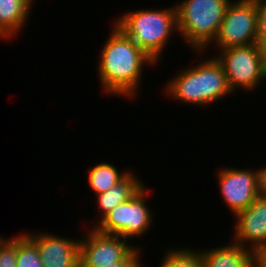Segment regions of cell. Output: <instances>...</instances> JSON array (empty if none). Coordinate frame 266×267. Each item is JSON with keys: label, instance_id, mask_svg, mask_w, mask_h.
Listing matches in <instances>:
<instances>
[{"label": "cell", "instance_id": "4", "mask_svg": "<svg viewBox=\"0 0 266 267\" xmlns=\"http://www.w3.org/2000/svg\"><path fill=\"white\" fill-rule=\"evenodd\" d=\"M231 0H182L176 7L177 32L194 50L213 44Z\"/></svg>", "mask_w": 266, "mask_h": 267}, {"label": "cell", "instance_id": "18", "mask_svg": "<svg viewBox=\"0 0 266 267\" xmlns=\"http://www.w3.org/2000/svg\"><path fill=\"white\" fill-rule=\"evenodd\" d=\"M17 236L6 239L0 236V267H16Z\"/></svg>", "mask_w": 266, "mask_h": 267}, {"label": "cell", "instance_id": "21", "mask_svg": "<svg viewBox=\"0 0 266 267\" xmlns=\"http://www.w3.org/2000/svg\"><path fill=\"white\" fill-rule=\"evenodd\" d=\"M258 194L266 197V167L257 170Z\"/></svg>", "mask_w": 266, "mask_h": 267}, {"label": "cell", "instance_id": "13", "mask_svg": "<svg viewBox=\"0 0 266 267\" xmlns=\"http://www.w3.org/2000/svg\"><path fill=\"white\" fill-rule=\"evenodd\" d=\"M34 0H0V36L11 39L24 29Z\"/></svg>", "mask_w": 266, "mask_h": 267}, {"label": "cell", "instance_id": "2", "mask_svg": "<svg viewBox=\"0 0 266 267\" xmlns=\"http://www.w3.org/2000/svg\"><path fill=\"white\" fill-rule=\"evenodd\" d=\"M166 94L179 103L207 107L232 93L222 64L215 56L180 70L165 86Z\"/></svg>", "mask_w": 266, "mask_h": 267}, {"label": "cell", "instance_id": "23", "mask_svg": "<svg viewBox=\"0 0 266 267\" xmlns=\"http://www.w3.org/2000/svg\"><path fill=\"white\" fill-rule=\"evenodd\" d=\"M264 54H265V66H266V50L264 51Z\"/></svg>", "mask_w": 266, "mask_h": 267}, {"label": "cell", "instance_id": "12", "mask_svg": "<svg viewBox=\"0 0 266 267\" xmlns=\"http://www.w3.org/2000/svg\"><path fill=\"white\" fill-rule=\"evenodd\" d=\"M203 267H257V253L231 241L201 252Z\"/></svg>", "mask_w": 266, "mask_h": 267}, {"label": "cell", "instance_id": "3", "mask_svg": "<svg viewBox=\"0 0 266 267\" xmlns=\"http://www.w3.org/2000/svg\"><path fill=\"white\" fill-rule=\"evenodd\" d=\"M172 7L165 10L137 9L118 17L115 25L157 62L167 41L177 31L176 7Z\"/></svg>", "mask_w": 266, "mask_h": 267}, {"label": "cell", "instance_id": "7", "mask_svg": "<svg viewBox=\"0 0 266 267\" xmlns=\"http://www.w3.org/2000/svg\"><path fill=\"white\" fill-rule=\"evenodd\" d=\"M213 43L215 47H219V50L257 43L255 0L230 1Z\"/></svg>", "mask_w": 266, "mask_h": 267}, {"label": "cell", "instance_id": "16", "mask_svg": "<svg viewBox=\"0 0 266 267\" xmlns=\"http://www.w3.org/2000/svg\"><path fill=\"white\" fill-rule=\"evenodd\" d=\"M169 250V251H168ZM158 267H203L201 251L191 250L189 247L169 248Z\"/></svg>", "mask_w": 266, "mask_h": 267}, {"label": "cell", "instance_id": "22", "mask_svg": "<svg viewBox=\"0 0 266 267\" xmlns=\"http://www.w3.org/2000/svg\"><path fill=\"white\" fill-rule=\"evenodd\" d=\"M257 267H266V249L257 253Z\"/></svg>", "mask_w": 266, "mask_h": 267}, {"label": "cell", "instance_id": "19", "mask_svg": "<svg viewBox=\"0 0 266 267\" xmlns=\"http://www.w3.org/2000/svg\"><path fill=\"white\" fill-rule=\"evenodd\" d=\"M257 5V44L266 50V0H255Z\"/></svg>", "mask_w": 266, "mask_h": 267}, {"label": "cell", "instance_id": "5", "mask_svg": "<svg viewBox=\"0 0 266 267\" xmlns=\"http://www.w3.org/2000/svg\"><path fill=\"white\" fill-rule=\"evenodd\" d=\"M215 57L224 68L232 92L236 88L250 92L266 80L265 54L257 43L222 49Z\"/></svg>", "mask_w": 266, "mask_h": 267}, {"label": "cell", "instance_id": "9", "mask_svg": "<svg viewBox=\"0 0 266 267\" xmlns=\"http://www.w3.org/2000/svg\"><path fill=\"white\" fill-rule=\"evenodd\" d=\"M220 193L234 216L250 206L258 194L257 170L225 168L217 173Z\"/></svg>", "mask_w": 266, "mask_h": 267}, {"label": "cell", "instance_id": "6", "mask_svg": "<svg viewBox=\"0 0 266 267\" xmlns=\"http://www.w3.org/2000/svg\"><path fill=\"white\" fill-rule=\"evenodd\" d=\"M145 187L144 185L129 200L111 210L94 228L99 232L130 240L145 234L153 220L152 210L145 202L148 195V188Z\"/></svg>", "mask_w": 266, "mask_h": 267}, {"label": "cell", "instance_id": "17", "mask_svg": "<svg viewBox=\"0 0 266 267\" xmlns=\"http://www.w3.org/2000/svg\"><path fill=\"white\" fill-rule=\"evenodd\" d=\"M16 267H44L36 245L23 233L17 235Z\"/></svg>", "mask_w": 266, "mask_h": 267}, {"label": "cell", "instance_id": "1", "mask_svg": "<svg viewBox=\"0 0 266 267\" xmlns=\"http://www.w3.org/2000/svg\"><path fill=\"white\" fill-rule=\"evenodd\" d=\"M113 29L99 56L98 72L102 92L119 97H134L138 92L143 69L156 64L119 27ZM137 90V91H136Z\"/></svg>", "mask_w": 266, "mask_h": 267}, {"label": "cell", "instance_id": "20", "mask_svg": "<svg viewBox=\"0 0 266 267\" xmlns=\"http://www.w3.org/2000/svg\"><path fill=\"white\" fill-rule=\"evenodd\" d=\"M141 250L134 247L122 260L107 267H143L140 263Z\"/></svg>", "mask_w": 266, "mask_h": 267}, {"label": "cell", "instance_id": "15", "mask_svg": "<svg viewBox=\"0 0 266 267\" xmlns=\"http://www.w3.org/2000/svg\"><path fill=\"white\" fill-rule=\"evenodd\" d=\"M87 171V181L96 195L107 192L131 172V170L119 172L116 166L105 162L98 163Z\"/></svg>", "mask_w": 266, "mask_h": 267}, {"label": "cell", "instance_id": "10", "mask_svg": "<svg viewBox=\"0 0 266 267\" xmlns=\"http://www.w3.org/2000/svg\"><path fill=\"white\" fill-rule=\"evenodd\" d=\"M235 218L237 222L232 241L255 253L266 249V197L256 198L250 206L236 214Z\"/></svg>", "mask_w": 266, "mask_h": 267}, {"label": "cell", "instance_id": "11", "mask_svg": "<svg viewBox=\"0 0 266 267\" xmlns=\"http://www.w3.org/2000/svg\"><path fill=\"white\" fill-rule=\"evenodd\" d=\"M24 234L36 245L44 267H79L80 237L68 239L46 232Z\"/></svg>", "mask_w": 266, "mask_h": 267}, {"label": "cell", "instance_id": "8", "mask_svg": "<svg viewBox=\"0 0 266 267\" xmlns=\"http://www.w3.org/2000/svg\"><path fill=\"white\" fill-rule=\"evenodd\" d=\"M127 239L105 234L94 227L80 238L79 267H107L122 260L135 246Z\"/></svg>", "mask_w": 266, "mask_h": 267}, {"label": "cell", "instance_id": "14", "mask_svg": "<svg viewBox=\"0 0 266 267\" xmlns=\"http://www.w3.org/2000/svg\"><path fill=\"white\" fill-rule=\"evenodd\" d=\"M143 186L144 184L142 181L131 171L123 180L110 188L107 192L96 195L97 207H99V212L101 213L99 216L101 218H99V220L119 204L129 200Z\"/></svg>", "mask_w": 266, "mask_h": 267}]
</instances>
